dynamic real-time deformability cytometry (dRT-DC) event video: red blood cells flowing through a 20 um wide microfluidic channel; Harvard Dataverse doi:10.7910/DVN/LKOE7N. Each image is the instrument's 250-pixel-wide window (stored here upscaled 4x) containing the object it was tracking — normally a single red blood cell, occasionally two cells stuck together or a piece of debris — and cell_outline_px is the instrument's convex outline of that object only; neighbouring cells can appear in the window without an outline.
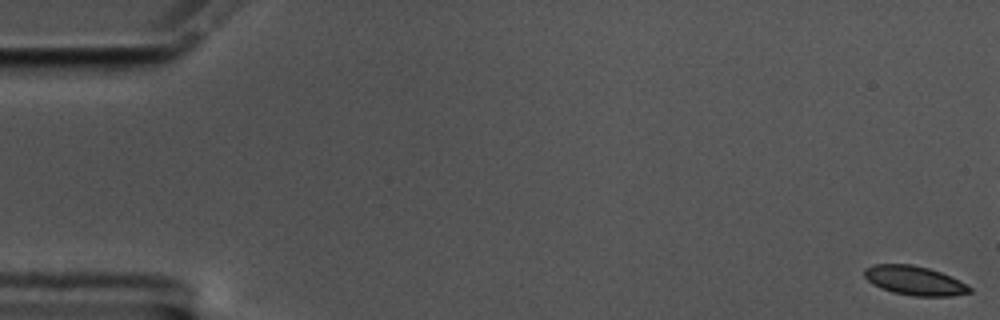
{"species": "common noctule bat (a hibernating species)", "species_latin": "Nyctalus noctula", "temperature_condition": "cold", "stored_images_in_passage": 59, "camera_frame_rate_fps": 3000, "um_per_image_px": 0.085, "animal": {"sex": "male", "body_mass_g": 17.5, "forearm_length_mm": 52.3}, "frame": {"image": 1, "passage_image": 1, "time_ms": 0.0, "image_size_px": [1000, 320], "cell_outline_px": [[972, 292], [952, 296], [916, 296], [892, 292], [872, 284], [864, 276], [864, 268], [872, 264], [912, 264], [928, 268], [940, 272], [960, 280], [972, 288]], "centroid_in_image_um": [77.73, 23.84], "position_along_channel_um": 7.3, "area_um2": 17.92}}
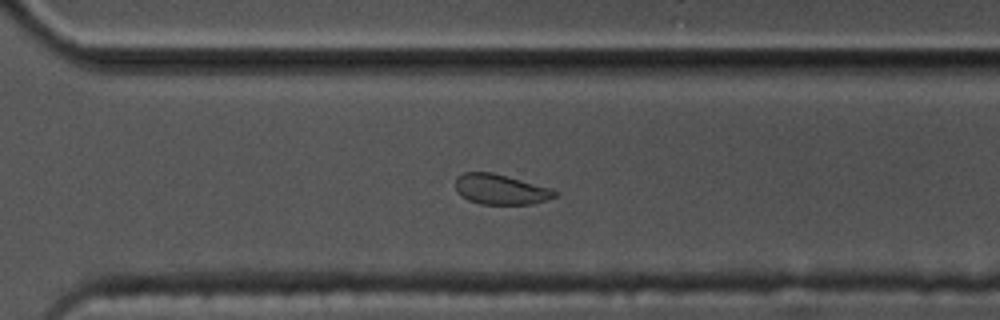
{"frame": {"image": 2, "passage_image": 41, "time_ms": 13.333, "image_size_px": [1000, 320], "cell_outline_px": [[556, 196], [532, 204], [480, 204], [468, 200], [460, 196], [456, 192], [456, 176], [464, 172], [492, 172], [552, 188], [556, 192]], "centroid_in_image_um": [42.5, 16.09], "position_along_channel_um": 328.1, "area_um2": 17.51}}
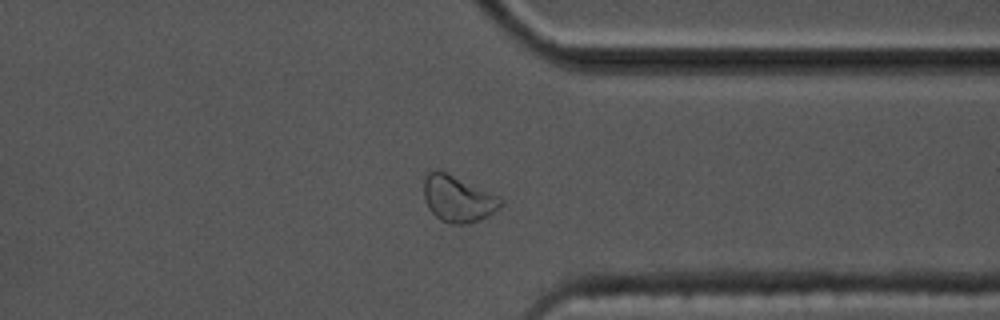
{"frame": {"image": 3, "passage_image": 45, "time_ms": 14.667, "image_size_px": [1000, 320], "cell_outline_px": [[504, 204], [500, 208], [488, 216], [468, 224], [448, 224], [440, 220], [428, 208], [424, 200], [424, 180], [428, 172], [432, 168], [440, 168], [504, 200]], "centroid_in_image_um": [38.88, 16.88], "position_along_channel_um": 372.5, "area_um2": 20.98}, "authors_computed_cell_mechanics": {"area_um2": 18.496, "velocity_mm_per_s": 3.4918, "shape_relaxation_time_tau1_ms": 2.3107, "shape_relaxation_time_tau2_ms": 1.9673, "deformation_change_tau1": 0.0866, "deformation_change_tau2": 0.0664}}